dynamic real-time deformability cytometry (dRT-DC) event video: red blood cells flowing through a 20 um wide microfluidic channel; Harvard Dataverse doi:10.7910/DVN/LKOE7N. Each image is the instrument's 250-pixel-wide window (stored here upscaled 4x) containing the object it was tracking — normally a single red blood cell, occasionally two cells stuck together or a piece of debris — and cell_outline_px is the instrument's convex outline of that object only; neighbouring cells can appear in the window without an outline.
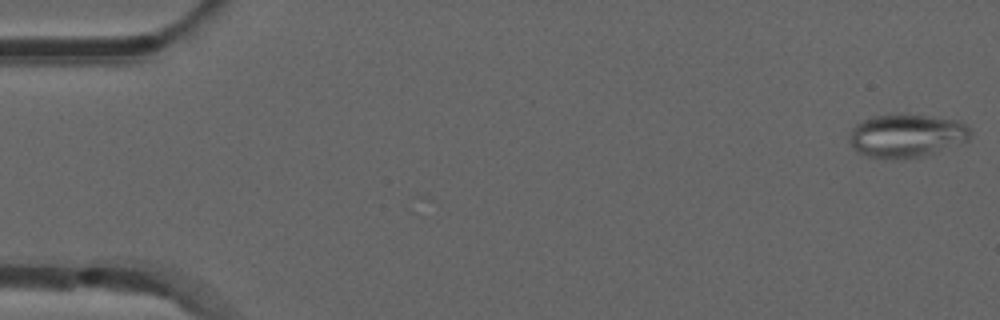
{"species": "common noctule bat (a hibernating species)", "species_latin": "Nyctalus noctula", "temperature_condition": "room temperature", "stored_images_in_passage": 52, "segment_of_instrument_passage": [1, 2], "camera_frame_rate_fps": 3000, "um_per_image_px": 0.085, "animal": {"sex": "male", "forearm_length_mm": 52.5}, "frame": {"image": 1, "passage_image": 1, "time_ms": 0.0, "image_size_px": [1000, 320], "cell_outline_px": [[972, 132], [968, 140], [924, 156], [884, 160], [868, 156], [856, 152], [852, 148], [848, 140], [852, 128], [856, 124], [872, 116], [928, 116], [960, 120]], "centroid_in_image_um": [77.02, 11.57], "position_along_channel_um": 8.0, "area_um2": 30.23}}